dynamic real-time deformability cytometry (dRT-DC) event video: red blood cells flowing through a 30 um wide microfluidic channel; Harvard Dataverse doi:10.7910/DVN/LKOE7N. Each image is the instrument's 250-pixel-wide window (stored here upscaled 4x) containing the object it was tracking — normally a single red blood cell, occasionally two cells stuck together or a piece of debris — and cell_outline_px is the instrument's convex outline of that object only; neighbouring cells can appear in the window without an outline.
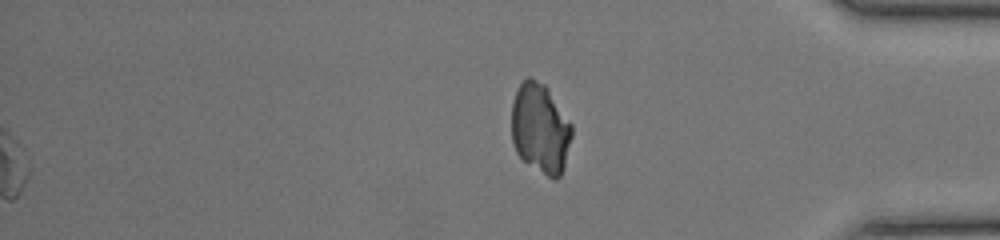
{"species": "common noctule bat (a hibernating species)", "species_latin": "Nyctalus noctula", "temperature_condition": "room temperature", "stored_images_in_passage": 48, "segment_of_instrument_passage": [2, 2], "camera_frame_rate_fps": 3000, "um_per_image_px": 0.085, "animal": {"sex": "female", "body_mass_g": 17.0, "forearm_length_mm": 48.0}, "frame": {"image": 1, "passage_image": 48, "time_ms": 15.667, "image_size_px": [1000, 240], "cell_outline_px": [[572, 136], [564, 168], [560, 176], [556, 180], [552, 180], [524, 160], [516, 152], [512, 144], [512, 104], [516, 92], [520, 84], [528, 76], [532, 76], [544, 84], [548, 88], [572, 124]], "centroid_in_image_um": [45.94, 10.92], "position_along_channel_um": 389.3, "area_um2": 31.79}}